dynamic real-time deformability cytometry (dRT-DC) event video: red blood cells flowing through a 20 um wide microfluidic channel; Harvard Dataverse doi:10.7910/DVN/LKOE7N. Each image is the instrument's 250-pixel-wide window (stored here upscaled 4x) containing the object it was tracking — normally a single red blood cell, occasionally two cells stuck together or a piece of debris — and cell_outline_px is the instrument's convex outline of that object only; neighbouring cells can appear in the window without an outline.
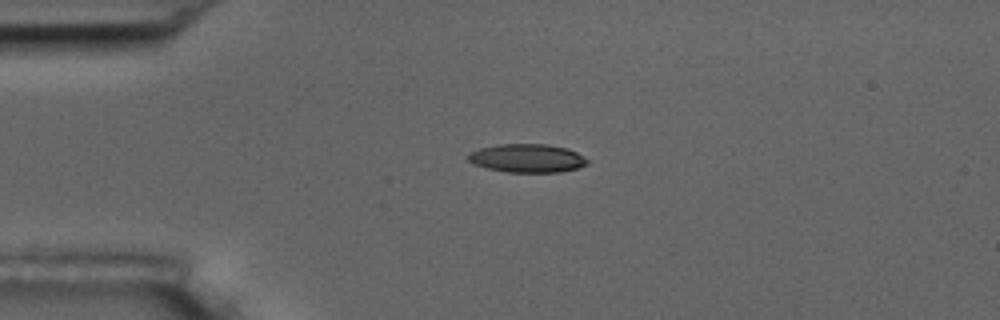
{"species": "common noctule bat (a hibernating species)", "species_latin": "Nyctalus noctula", "temperature_condition": "room temperature", "stored_images_in_passage": 3, "camera_frame_rate_fps": 3000, "um_per_image_px": 0.085, "animal": {"sex": "male", "body_mass_g": 17.5, "forearm_length_mm": 52.3}, "frame": {"image": 1, "passage_image": 1, "time_ms": 0.0, "image_size_px": [1000, 320], "cell_outline_px": [[588, 164], [576, 168], [560, 172], [508, 172], [488, 168], [476, 164], [468, 160], [468, 152], [480, 148], [496, 144], [548, 144], [568, 148], [576, 152], [588, 160]], "centroid_in_image_um": [44.81, 13.43], "position_along_channel_um": 40.2, "area_um2": 19.71}}